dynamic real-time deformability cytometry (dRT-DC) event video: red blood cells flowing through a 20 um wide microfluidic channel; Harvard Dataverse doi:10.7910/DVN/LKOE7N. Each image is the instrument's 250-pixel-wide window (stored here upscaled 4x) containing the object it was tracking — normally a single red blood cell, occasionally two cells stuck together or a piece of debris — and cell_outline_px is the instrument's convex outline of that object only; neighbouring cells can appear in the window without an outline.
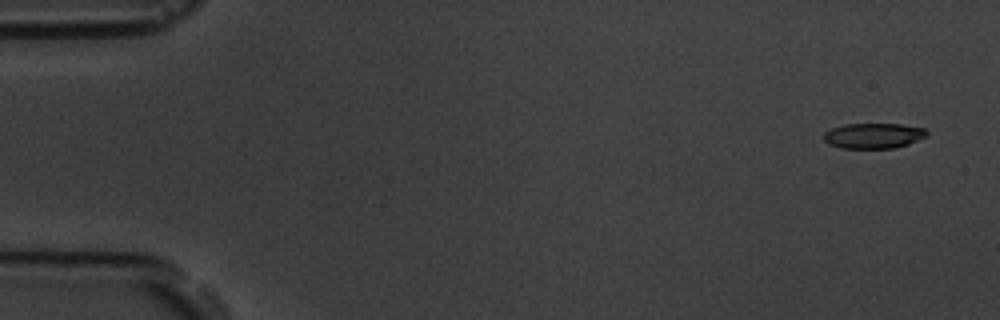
{"species": "common noctule bat (a hibernating species)", "species_latin": "Nyctalus noctula", "temperature_condition": "room temperature", "stored_images_in_passage": 5, "camera_frame_rate_fps": 3000, "um_per_image_px": 0.085, "animal": {"sex": "male", "body_mass_g": 19.5, "forearm_length_mm": 54.6}, "frame": {"image": 1, "passage_image": 1, "time_ms": 0.0, "image_size_px": [1000, 320], "cell_outline_px": [[928, 136], [908, 144], [896, 148], [840, 148], [828, 144], [824, 140], [824, 132], [832, 128], [844, 124], [900, 124], [924, 128], [928, 132]], "centroid_in_image_um": [74.25, 11.54], "position_along_channel_um": 10.7, "area_um2": 15.32}}
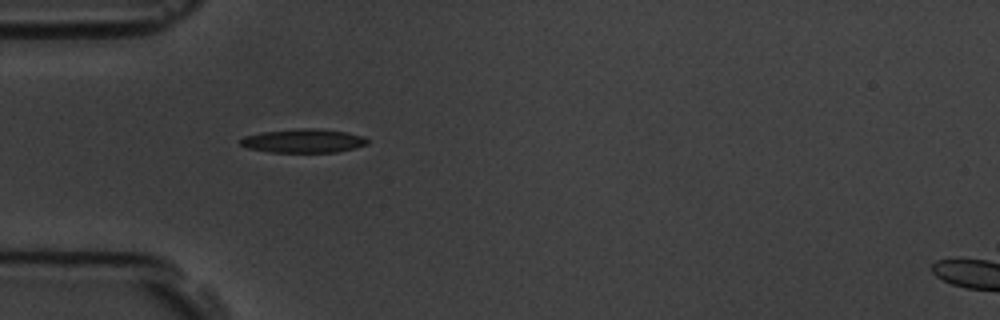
{"frame": {"image": 2, "passage_image": 5, "time_ms": 4.667, "image_size_px": [1000, 320], "cell_outline_px": [[368, 144], [336, 152], [272, 152], [248, 148], [240, 144], [240, 140], [244, 136], [264, 132], [296, 128], [316, 128], [348, 132], [364, 136], [368, 140]], "centroid_in_image_um": [25.81, 11.96], "position_along_channel_um": 59.2, "area_um2": 17.51}}